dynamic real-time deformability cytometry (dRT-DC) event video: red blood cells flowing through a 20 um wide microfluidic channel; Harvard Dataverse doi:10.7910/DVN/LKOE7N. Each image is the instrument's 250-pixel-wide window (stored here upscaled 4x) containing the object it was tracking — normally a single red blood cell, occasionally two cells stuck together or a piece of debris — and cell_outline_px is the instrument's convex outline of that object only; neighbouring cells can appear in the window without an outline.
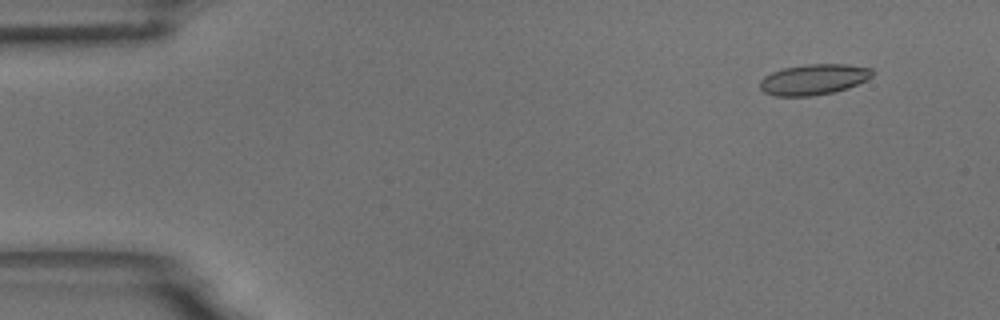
{"species": "common noctule bat (a hibernating species)", "species_latin": "Nyctalus noctula", "temperature_condition": "room temperature", "stored_images_in_passage": 19, "camera_frame_rate_fps": 3000, "um_per_image_px": 0.085, "animal": {"sex": "male", "body_mass_g": 18.8}, "frame": {"image": 1, "passage_image": 3, "time_ms": 0.667, "image_size_px": [1000, 320], "cell_outline_px": [[872, 76], [848, 88], [832, 92], [812, 96], [776, 96], [764, 92], [760, 88], [760, 80], [764, 76], [772, 72], [784, 68], [804, 64], [844, 64], [872, 68]], "centroid_in_image_um": [69.13, 6.75], "position_along_channel_um": 15.9, "area_um2": 19.94}}
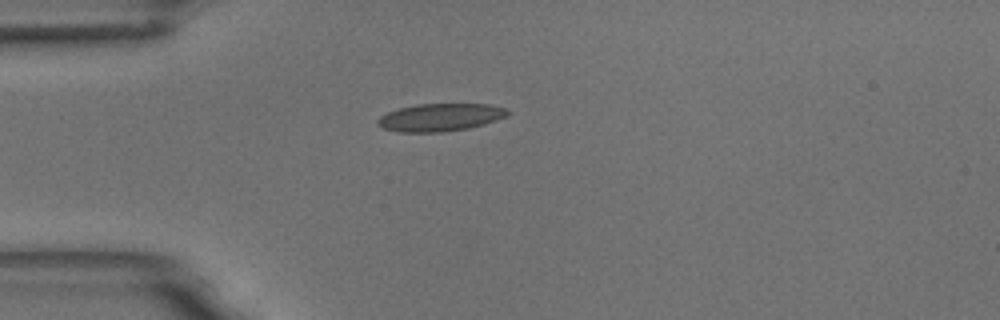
{"frame": {"image": 2, "passage_image": 13, "time_ms": 4.0, "image_size_px": [1000, 320], "cell_outline_px": [[512, 112], [508, 116], [484, 124], [468, 128], [444, 132], [396, 132], [384, 128], [376, 124], [376, 120], [380, 116], [388, 112], [400, 108], [416, 104], [488, 104], [504, 108]], "centroid_in_image_um": [37.42, 9.98], "position_along_channel_um": 47.6, "area_um2": 21.04}}